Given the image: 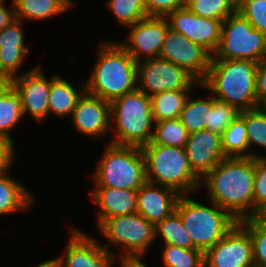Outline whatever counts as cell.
I'll use <instances>...</instances> for the list:
<instances>
[{
  "label": "cell",
  "instance_id": "cell-1",
  "mask_svg": "<svg viewBox=\"0 0 266 267\" xmlns=\"http://www.w3.org/2000/svg\"><path fill=\"white\" fill-rule=\"evenodd\" d=\"M254 157H227L200 180L209 201L237 221L253 217Z\"/></svg>",
  "mask_w": 266,
  "mask_h": 267
},
{
  "label": "cell",
  "instance_id": "cell-2",
  "mask_svg": "<svg viewBox=\"0 0 266 267\" xmlns=\"http://www.w3.org/2000/svg\"><path fill=\"white\" fill-rule=\"evenodd\" d=\"M100 44L96 64L85 81V91L112 102L137 89V62L118 41Z\"/></svg>",
  "mask_w": 266,
  "mask_h": 267
},
{
  "label": "cell",
  "instance_id": "cell-3",
  "mask_svg": "<svg viewBox=\"0 0 266 267\" xmlns=\"http://www.w3.org/2000/svg\"><path fill=\"white\" fill-rule=\"evenodd\" d=\"M256 71L257 62L251 60L211 59L207 75L199 86L239 112L252 110L260 105L256 96Z\"/></svg>",
  "mask_w": 266,
  "mask_h": 267
},
{
  "label": "cell",
  "instance_id": "cell-4",
  "mask_svg": "<svg viewBox=\"0 0 266 267\" xmlns=\"http://www.w3.org/2000/svg\"><path fill=\"white\" fill-rule=\"evenodd\" d=\"M115 123H114V122ZM110 122L115 134L110 143L141 147L152 141L155 121L151 98L136 89L110 102Z\"/></svg>",
  "mask_w": 266,
  "mask_h": 267
},
{
  "label": "cell",
  "instance_id": "cell-5",
  "mask_svg": "<svg viewBox=\"0 0 266 267\" xmlns=\"http://www.w3.org/2000/svg\"><path fill=\"white\" fill-rule=\"evenodd\" d=\"M140 148L147 182L172 188L180 195L199 190L200 179L190 168L184 147L145 144Z\"/></svg>",
  "mask_w": 266,
  "mask_h": 267
},
{
  "label": "cell",
  "instance_id": "cell-6",
  "mask_svg": "<svg viewBox=\"0 0 266 267\" xmlns=\"http://www.w3.org/2000/svg\"><path fill=\"white\" fill-rule=\"evenodd\" d=\"M189 195H181L175 211L192 238L194 249L205 253L220 241L238 222L227 210L211 202L206 206Z\"/></svg>",
  "mask_w": 266,
  "mask_h": 267
},
{
  "label": "cell",
  "instance_id": "cell-7",
  "mask_svg": "<svg viewBox=\"0 0 266 267\" xmlns=\"http://www.w3.org/2000/svg\"><path fill=\"white\" fill-rule=\"evenodd\" d=\"M102 155L93 175L95 187L137 190L147 182L140 147L109 143Z\"/></svg>",
  "mask_w": 266,
  "mask_h": 267
},
{
  "label": "cell",
  "instance_id": "cell-8",
  "mask_svg": "<svg viewBox=\"0 0 266 267\" xmlns=\"http://www.w3.org/2000/svg\"><path fill=\"white\" fill-rule=\"evenodd\" d=\"M97 227L108 240L107 245L101 244L107 251L114 254L108 246L111 244L122 249L119 259L143 258L156 239L155 225L137 212L104 219Z\"/></svg>",
  "mask_w": 266,
  "mask_h": 267
},
{
  "label": "cell",
  "instance_id": "cell-9",
  "mask_svg": "<svg viewBox=\"0 0 266 267\" xmlns=\"http://www.w3.org/2000/svg\"><path fill=\"white\" fill-rule=\"evenodd\" d=\"M266 56V36L237 10L222 22L221 37L212 59L251 60Z\"/></svg>",
  "mask_w": 266,
  "mask_h": 267
},
{
  "label": "cell",
  "instance_id": "cell-10",
  "mask_svg": "<svg viewBox=\"0 0 266 267\" xmlns=\"http://www.w3.org/2000/svg\"><path fill=\"white\" fill-rule=\"evenodd\" d=\"M200 83L184 68L160 57L137 62V89L146 95L169 90H193Z\"/></svg>",
  "mask_w": 266,
  "mask_h": 267
},
{
  "label": "cell",
  "instance_id": "cell-11",
  "mask_svg": "<svg viewBox=\"0 0 266 267\" xmlns=\"http://www.w3.org/2000/svg\"><path fill=\"white\" fill-rule=\"evenodd\" d=\"M159 57L184 68L199 83L205 79L212 59L204 47L171 28L167 30Z\"/></svg>",
  "mask_w": 266,
  "mask_h": 267
},
{
  "label": "cell",
  "instance_id": "cell-12",
  "mask_svg": "<svg viewBox=\"0 0 266 267\" xmlns=\"http://www.w3.org/2000/svg\"><path fill=\"white\" fill-rule=\"evenodd\" d=\"M204 267H255L249 232L237 222L204 253Z\"/></svg>",
  "mask_w": 266,
  "mask_h": 267
},
{
  "label": "cell",
  "instance_id": "cell-13",
  "mask_svg": "<svg viewBox=\"0 0 266 267\" xmlns=\"http://www.w3.org/2000/svg\"><path fill=\"white\" fill-rule=\"evenodd\" d=\"M69 232L66 252L55 258L61 267H113L117 264L114 254L80 228L72 226Z\"/></svg>",
  "mask_w": 266,
  "mask_h": 267
},
{
  "label": "cell",
  "instance_id": "cell-14",
  "mask_svg": "<svg viewBox=\"0 0 266 267\" xmlns=\"http://www.w3.org/2000/svg\"><path fill=\"white\" fill-rule=\"evenodd\" d=\"M128 39L118 42L138 62L159 57L167 30L165 17H148L130 26Z\"/></svg>",
  "mask_w": 266,
  "mask_h": 267
},
{
  "label": "cell",
  "instance_id": "cell-15",
  "mask_svg": "<svg viewBox=\"0 0 266 267\" xmlns=\"http://www.w3.org/2000/svg\"><path fill=\"white\" fill-rule=\"evenodd\" d=\"M165 18L173 31L204 47L211 55L216 51L220 42L223 21L197 16L186 6L176 9Z\"/></svg>",
  "mask_w": 266,
  "mask_h": 267
},
{
  "label": "cell",
  "instance_id": "cell-16",
  "mask_svg": "<svg viewBox=\"0 0 266 267\" xmlns=\"http://www.w3.org/2000/svg\"><path fill=\"white\" fill-rule=\"evenodd\" d=\"M12 86L21 96L23 117L30 114L42 122L49 116L51 77L46 79L40 65L12 78Z\"/></svg>",
  "mask_w": 266,
  "mask_h": 267
},
{
  "label": "cell",
  "instance_id": "cell-17",
  "mask_svg": "<svg viewBox=\"0 0 266 267\" xmlns=\"http://www.w3.org/2000/svg\"><path fill=\"white\" fill-rule=\"evenodd\" d=\"M70 118L78 133L93 140L108 135L113 126L110 122V102L86 91L78 99Z\"/></svg>",
  "mask_w": 266,
  "mask_h": 267
},
{
  "label": "cell",
  "instance_id": "cell-18",
  "mask_svg": "<svg viewBox=\"0 0 266 267\" xmlns=\"http://www.w3.org/2000/svg\"><path fill=\"white\" fill-rule=\"evenodd\" d=\"M184 148L190 168L200 180L227 158L222 149L221 135L207 129L190 133Z\"/></svg>",
  "mask_w": 266,
  "mask_h": 267
},
{
  "label": "cell",
  "instance_id": "cell-19",
  "mask_svg": "<svg viewBox=\"0 0 266 267\" xmlns=\"http://www.w3.org/2000/svg\"><path fill=\"white\" fill-rule=\"evenodd\" d=\"M180 196L172 188L146 182L137 189V213L156 226L175 211Z\"/></svg>",
  "mask_w": 266,
  "mask_h": 267
},
{
  "label": "cell",
  "instance_id": "cell-20",
  "mask_svg": "<svg viewBox=\"0 0 266 267\" xmlns=\"http://www.w3.org/2000/svg\"><path fill=\"white\" fill-rule=\"evenodd\" d=\"M29 48L25 45L22 20H13L0 31V73L11 79L18 76Z\"/></svg>",
  "mask_w": 266,
  "mask_h": 267
},
{
  "label": "cell",
  "instance_id": "cell-21",
  "mask_svg": "<svg viewBox=\"0 0 266 267\" xmlns=\"http://www.w3.org/2000/svg\"><path fill=\"white\" fill-rule=\"evenodd\" d=\"M90 196L98 206L97 226L107 218L137 212V190L94 187Z\"/></svg>",
  "mask_w": 266,
  "mask_h": 267
},
{
  "label": "cell",
  "instance_id": "cell-22",
  "mask_svg": "<svg viewBox=\"0 0 266 267\" xmlns=\"http://www.w3.org/2000/svg\"><path fill=\"white\" fill-rule=\"evenodd\" d=\"M9 171L10 169L0 172V215L28 211L35 203L28 188L22 185V182L8 176Z\"/></svg>",
  "mask_w": 266,
  "mask_h": 267
},
{
  "label": "cell",
  "instance_id": "cell-23",
  "mask_svg": "<svg viewBox=\"0 0 266 267\" xmlns=\"http://www.w3.org/2000/svg\"><path fill=\"white\" fill-rule=\"evenodd\" d=\"M84 85V88H83ZM82 90H77L69 81L55 74L51 77L49 95V114H56L58 117H70L76 107L78 99L85 92V82Z\"/></svg>",
  "mask_w": 266,
  "mask_h": 267
},
{
  "label": "cell",
  "instance_id": "cell-24",
  "mask_svg": "<svg viewBox=\"0 0 266 267\" xmlns=\"http://www.w3.org/2000/svg\"><path fill=\"white\" fill-rule=\"evenodd\" d=\"M222 149L226 157H257V152H248L249 144L245 125V111L221 135ZM246 152V153H245Z\"/></svg>",
  "mask_w": 266,
  "mask_h": 267
},
{
  "label": "cell",
  "instance_id": "cell-25",
  "mask_svg": "<svg viewBox=\"0 0 266 267\" xmlns=\"http://www.w3.org/2000/svg\"><path fill=\"white\" fill-rule=\"evenodd\" d=\"M191 92L192 90H169L150 96L154 121L179 118Z\"/></svg>",
  "mask_w": 266,
  "mask_h": 267
},
{
  "label": "cell",
  "instance_id": "cell-26",
  "mask_svg": "<svg viewBox=\"0 0 266 267\" xmlns=\"http://www.w3.org/2000/svg\"><path fill=\"white\" fill-rule=\"evenodd\" d=\"M19 20L41 21L65 13L70 8L61 0H13Z\"/></svg>",
  "mask_w": 266,
  "mask_h": 267
},
{
  "label": "cell",
  "instance_id": "cell-27",
  "mask_svg": "<svg viewBox=\"0 0 266 267\" xmlns=\"http://www.w3.org/2000/svg\"><path fill=\"white\" fill-rule=\"evenodd\" d=\"M23 119L21 96L11 87L0 96V135L6 137L14 145L11 131Z\"/></svg>",
  "mask_w": 266,
  "mask_h": 267
},
{
  "label": "cell",
  "instance_id": "cell-28",
  "mask_svg": "<svg viewBox=\"0 0 266 267\" xmlns=\"http://www.w3.org/2000/svg\"><path fill=\"white\" fill-rule=\"evenodd\" d=\"M189 97L186 99L179 120L190 134L206 129V125L209 124L210 113L212 112V95H208L206 99L192 100Z\"/></svg>",
  "mask_w": 266,
  "mask_h": 267
},
{
  "label": "cell",
  "instance_id": "cell-29",
  "mask_svg": "<svg viewBox=\"0 0 266 267\" xmlns=\"http://www.w3.org/2000/svg\"><path fill=\"white\" fill-rule=\"evenodd\" d=\"M156 237L162 236L164 244L193 249L192 238L184 227L180 215L174 211L155 226Z\"/></svg>",
  "mask_w": 266,
  "mask_h": 267
},
{
  "label": "cell",
  "instance_id": "cell-30",
  "mask_svg": "<svg viewBox=\"0 0 266 267\" xmlns=\"http://www.w3.org/2000/svg\"><path fill=\"white\" fill-rule=\"evenodd\" d=\"M189 133L179 118L155 122L152 141L157 144L172 147H184Z\"/></svg>",
  "mask_w": 266,
  "mask_h": 267
},
{
  "label": "cell",
  "instance_id": "cell-31",
  "mask_svg": "<svg viewBox=\"0 0 266 267\" xmlns=\"http://www.w3.org/2000/svg\"><path fill=\"white\" fill-rule=\"evenodd\" d=\"M185 6L197 16L224 21L237 10V0H185Z\"/></svg>",
  "mask_w": 266,
  "mask_h": 267
},
{
  "label": "cell",
  "instance_id": "cell-32",
  "mask_svg": "<svg viewBox=\"0 0 266 267\" xmlns=\"http://www.w3.org/2000/svg\"><path fill=\"white\" fill-rule=\"evenodd\" d=\"M238 222L249 232L255 267H266V220L258 215Z\"/></svg>",
  "mask_w": 266,
  "mask_h": 267
},
{
  "label": "cell",
  "instance_id": "cell-33",
  "mask_svg": "<svg viewBox=\"0 0 266 267\" xmlns=\"http://www.w3.org/2000/svg\"><path fill=\"white\" fill-rule=\"evenodd\" d=\"M162 249L164 267H204V253L198 249L168 244H164Z\"/></svg>",
  "mask_w": 266,
  "mask_h": 267
},
{
  "label": "cell",
  "instance_id": "cell-34",
  "mask_svg": "<svg viewBox=\"0 0 266 267\" xmlns=\"http://www.w3.org/2000/svg\"><path fill=\"white\" fill-rule=\"evenodd\" d=\"M106 3L121 25L129 27L149 17L143 0H108Z\"/></svg>",
  "mask_w": 266,
  "mask_h": 267
},
{
  "label": "cell",
  "instance_id": "cell-35",
  "mask_svg": "<svg viewBox=\"0 0 266 267\" xmlns=\"http://www.w3.org/2000/svg\"><path fill=\"white\" fill-rule=\"evenodd\" d=\"M245 125L249 148L266 150V113L260 107L245 111Z\"/></svg>",
  "mask_w": 266,
  "mask_h": 267
},
{
  "label": "cell",
  "instance_id": "cell-36",
  "mask_svg": "<svg viewBox=\"0 0 266 267\" xmlns=\"http://www.w3.org/2000/svg\"><path fill=\"white\" fill-rule=\"evenodd\" d=\"M239 114L240 112L234 106L219 101L212 96V112L206 129L222 135Z\"/></svg>",
  "mask_w": 266,
  "mask_h": 267
},
{
  "label": "cell",
  "instance_id": "cell-37",
  "mask_svg": "<svg viewBox=\"0 0 266 267\" xmlns=\"http://www.w3.org/2000/svg\"><path fill=\"white\" fill-rule=\"evenodd\" d=\"M253 217L266 210V155L254 157Z\"/></svg>",
  "mask_w": 266,
  "mask_h": 267
},
{
  "label": "cell",
  "instance_id": "cell-38",
  "mask_svg": "<svg viewBox=\"0 0 266 267\" xmlns=\"http://www.w3.org/2000/svg\"><path fill=\"white\" fill-rule=\"evenodd\" d=\"M237 11L266 36V0H237Z\"/></svg>",
  "mask_w": 266,
  "mask_h": 267
},
{
  "label": "cell",
  "instance_id": "cell-39",
  "mask_svg": "<svg viewBox=\"0 0 266 267\" xmlns=\"http://www.w3.org/2000/svg\"><path fill=\"white\" fill-rule=\"evenodd\" d=\"M149 17H166L169 13L185 6V0H145Z\"/></svg>",
  "mask_w": 266,
  "mask_h": 267
},
{
  "label": "cell",
  "instance_id": "cell-40",
  "mask_svg": "<svg viewBox=\"0 0 266 267\" xmlns=\"http://www.w3.org/2000/svg\"><path fill=\"white\" fill-rule=\"evenodd\" d=\"M14 144L3 135H0V172L11 169L14 162Z\"/></svg>",
  "mask_w": 266,
  "mask_h": 267
},
{
  "label": "cell",
  "instance_id": "cell-41",
  "mask_svg": "<svg viewBox=\"0 0 266 267\" xmlns=\"http://www.w3.org/2000/svg\"><path fill=\"white\" fill-rule=\"evenodd\" d=\"M255 86L257 100L260 103L266 98V56L257 62Z\"/></svg>",
  "mask_w": 266,
  "mask_h": 267
},
{
  "label": "cell",
  "instance_id": "cell-42",
  "mask_svg": "<svg viewBox=\"0 0 266 267\" xmlns=\"http://www.w3.org/2000/svg\"><path fill=\"white\" fill-rule=\"evenodd\" d=\"M9 7L5 6V0H0V31L16 19L13 0Z\"/></svg>",
  "mask_w": 266,
  "mask_h": 267
},
{
  "label": "cell",
  "instance_id": "cell-43",
  "mask_svg": "<svg viewBox=\"0 0 266 267\" xmlns=\"http://www.w3.org/2000/svg\"><path fill=\"white\" fill-rule=\"evenodd\" d=\"M142 257L138 258H120V267H147L144 262H142Z\"/></svg>",
  "mask_w": 266,
  "mask_h": 267
},
{
  "label": "cell",
  "instance_id": "cell-44",
  "mask_svg": "<svg viewBox=\"0 0 266 267\" xmlns=\"http://www.w3.org/2000/svg\"><path fill=\"white\" fill-rule=\"evenodd\" d=\"M12 85V79L3 73H0V96L6 92Z\"/></svg>",
  "mask_w": 266,
  "mask_h": 267
},
{
  "label": "cell",
  "instance_id": "cell-45",
  "mask_svg": "<svg viewBox=\"0 0 266 267\" xmlns=\"http://www.w3.org/2000/svg\"><path fill=\"white\" fill-rule=\"evenodd\" d=\"M36 267H61V266L58 263V261L55 258H53L38 264Z\"/></svg>",
  "mask_w": 266,
  "mask_h": 267
},
{
  "label": "cell",
  "instance_id": "cell-46",
  "mask_svg": "<svg viewBox=\"0 0 266 267\" xmlns=\"http://www.w3.org/2000/svg\"><path fill=\"white\" fill-rule=\"evenodd\" d=\"M259 107L266 113V98L260 102Z\"/></svg>",
  "mask_w": 266,
  "mask_h": 267
},
{
  "label": "cell",
  "instance_id": "cell-47",
  "mask_svg": "<svg viewBox=\"0 0 266 267\" xmlns=\"http://www.w3.org/2000/svg\"><path fill=\"white\" fill-rule=\"evenodd\" d=\"M63 1L69 8H72V6L74 5V2H72L73 0H61Z\"/></svg>",
  "mask_w": 266,
  "mask_h": 267
},
{
  "label": "cell",
  "instance_id": "cell-48",
  "mask_svg": "<svg viewBox=\"0 0 266 267\" xmlns=\"http://www.w3.org/2000/svg\"><path fill=\"white\" fill-rule=\"evenodd\" d=\"M261 216L266 220V210L263 213H261Z\"/></svg>",
  "mask_w": 266,
  "mask_h": 267
}]
</instances>
